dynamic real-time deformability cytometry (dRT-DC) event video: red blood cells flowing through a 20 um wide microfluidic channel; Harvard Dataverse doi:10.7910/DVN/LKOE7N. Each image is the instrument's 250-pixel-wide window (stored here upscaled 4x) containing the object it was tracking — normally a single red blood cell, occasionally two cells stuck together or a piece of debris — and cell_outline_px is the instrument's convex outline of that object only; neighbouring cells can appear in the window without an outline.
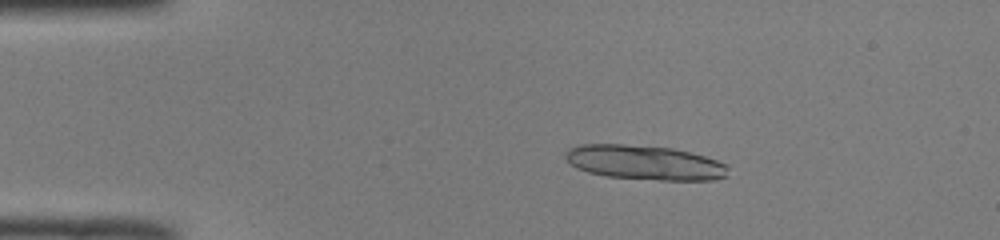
{"species": "common noctule bat (a hibernating species)", "species_latin": "Nyctalus noctula", "temperature_condition": "room temperature", "stored_images_in_passage": 52, "camera_frame_rate_fps": 3000, "um_per_image_px": 0.085, "animal": {"sex": "male", "body_mass_g": 19.0, "forearm_length_mm": 50.8}, "frame": {"image": 1, "passage_image": 10, "time_ms": 3.0, "image_size_px": [1000, 240], "cell_outline_px": [[728, 176], [712, 180], [660, 180], [608, 176], [588, 172], [576, 168], [564, 156], [564, 152], [568, 148], [580, 144], [624, 144], [672, 148], [704, 156], [728, 164]], "centroid_in_image_um": [54.8, 13.81], "position_along_channel_um": 30.2, "area_um2": 32.71}}
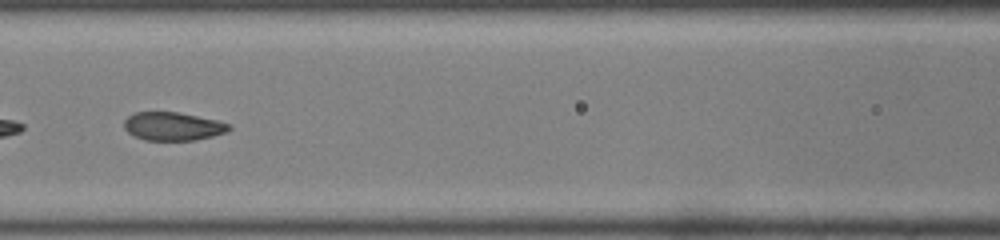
{"frame": {"image": 2, "passage_image": 24, "time_ms": 7.667, "image_size_px": [1000, 240], "cell_outline_px": [[232, 128], [228, 132], [196, 140], [144, 140], [128, 132], [124, 128], [124, 120], [128, 116], [136, 112], [180, 112], [216, 120], [232, 124]], "centroid_in_image_um": [14.73, 10.73], "position_along_channel_um": 151.9, "area_um2": 17.4}}
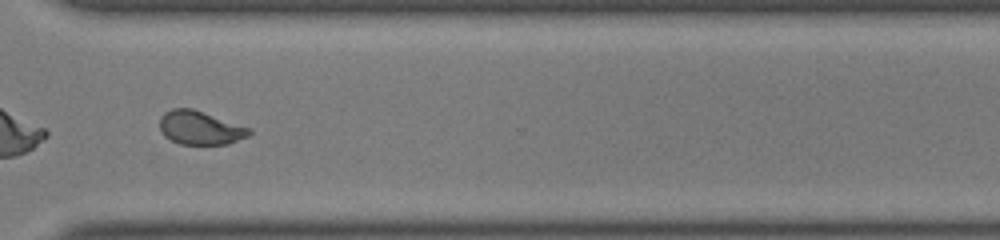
{"frame": {"image": 3, "passage_image": 39, "time_ms": 12.667, "image_size_px": [1000, 240], "cell_outline_px": [[252, 132], [248, 136], [228, 144], [180, 144], [164, 136], [160, 132], [160, 116], [164, 112], [172, 108], [192, 108], [252, 128]], "centroid_in_image_um": [17.01, 10.86], "position_along_channel_um": 353.6, "area_um2": 17.69}, "authors_computed_cell_mechanics": {"area_um2": 18.5538, "velocity_mm_per_s": 4.0293, "shape_relaxation_time_tau1_ms": 6.2795, "shape_relaxation_time_tau2_ms": null, "deformation_change_tau1": 0.1797, "deformation_change_tau2": null}}